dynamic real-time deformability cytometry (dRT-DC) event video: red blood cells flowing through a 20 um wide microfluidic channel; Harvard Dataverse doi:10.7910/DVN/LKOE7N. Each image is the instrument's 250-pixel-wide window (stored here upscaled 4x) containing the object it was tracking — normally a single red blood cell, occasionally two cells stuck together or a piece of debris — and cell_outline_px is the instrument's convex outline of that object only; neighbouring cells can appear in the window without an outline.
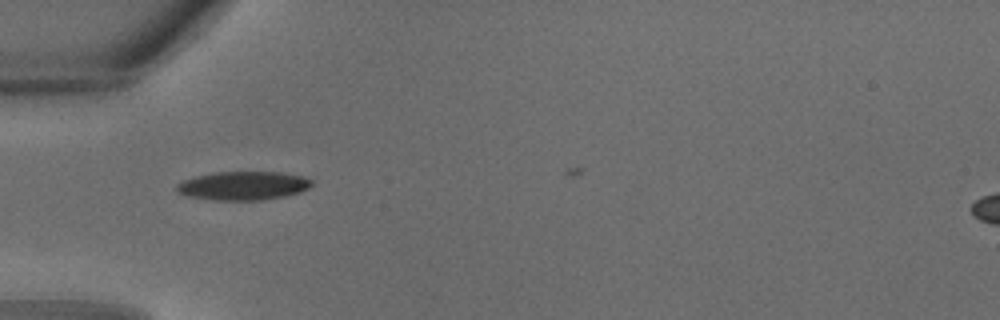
{"species": "common noctule bat (a hibernating species)", "species_latin": "Nyctalus noctula", "temperature_condition": "warm", "stored_images_in_passage": 5, "camera_frame_rate_fps": 3000, "um_per_image_px": 0.085, "animal": {"sex": "male", "body_mass_g": 18.8}, "frame": {"image": 1, "passage_image": 3, "time_ms": 0.667, "image_size_px": [1000, 320], "cell_outline_px": [[312, 184], [308, 188], [300, 192], [284, 196], [260, 200], [212, 200], [188, 196], [180, 192], [176, 188], [176, 184], [184, 180], [196, 176], [216, 172], [280, 172], [300, 176], [312, 180]], "centroid_in_image_um": [20.67, 15.78], "position_along_channel_um": 64.3, "area_um2": 22.31}}